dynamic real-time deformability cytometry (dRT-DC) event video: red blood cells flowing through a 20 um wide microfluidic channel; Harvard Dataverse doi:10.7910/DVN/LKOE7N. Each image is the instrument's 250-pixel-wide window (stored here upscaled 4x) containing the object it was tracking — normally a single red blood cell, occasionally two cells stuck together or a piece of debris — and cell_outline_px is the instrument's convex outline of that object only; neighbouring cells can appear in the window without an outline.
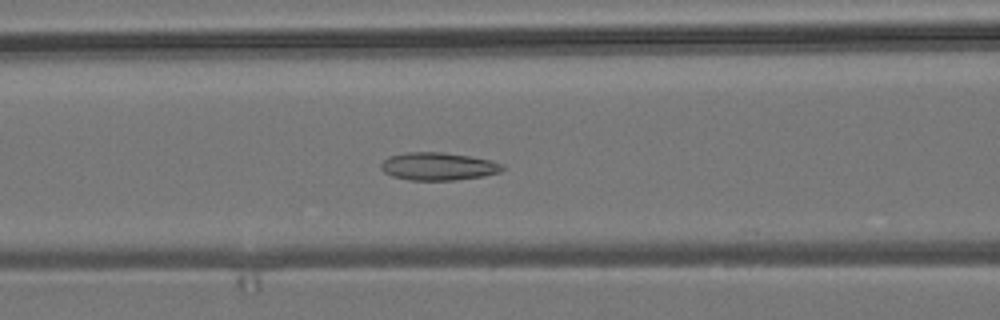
{"species": "common noctule bat (a hibernating species)", "species_latin": "Nyctalus noctula", "temperature_condition": "room temperature", "stored_images_in_passage": 55, "camera_frame_rate_fps": 3000, "um_per_image_px": 0.085, "animal": {"sex": "male", "body_mass_g": 19.2, "forearm_length_mm": 51.8}, "frame": {"image": 1, "passage_image": 23, "time_ms": 7.333, "image_size_px": [1000, 320], "cell_outline_px": [[504, 168], [500, 172], [484, 176], [456, 180], [408, 180], [392, 176], [384, 172], [380, 168], [380, 164], [388, 156], [408, 152], [444, 152], [472, 156], [492, 160], [504, 164]], "centroid_in_image_um": [37.27, 14.14], "position_along_channel_um": 129.3, "area_um2": 19.94}}
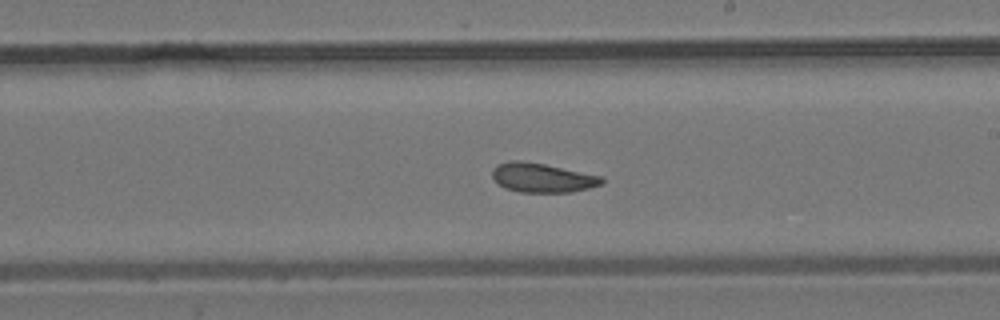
{"frame": {"image": 2, "passage_image": 32, "time_ms": 10.333, "image_size_px": [1000, 320], "cell_outline_px": [[604, 180], [600, 184], [588, 188], [572, 192], [520, 192], [504, 188], [492, 176], [492, 168], [496, 164], [508, 160], [520, 160], [544, 164], [604, 176]], "centroid_in_image_um": [46.07, 15.09], "position_along_channel_um": 242.9, "area_um2": 18.73}}
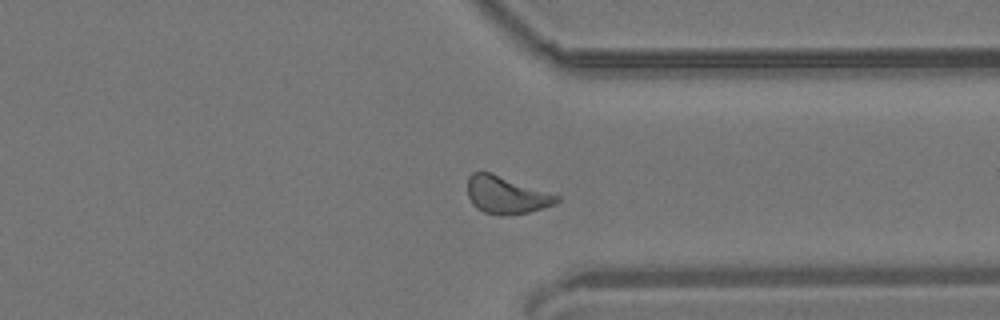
{"frame": {"image": 3, "passage_image": 42, "time_ms": 13.667, "image_size_px": [1000, 320], "cell_outline_px": [[560, 200], [556, 204], [528, 212], [500, 216], [484, 212], [476, 208], [472, 204], [468, 196], [468, 176], [472, 172], [492, 172], [560, 196]], "centroid_in_image_um": [43.02, 16.57], "position_along_channel_um": 368.4, "area_um2": 19.54}, "authors_computed_cell_mechanics": {"area_um2": 19.4786, "velocity_mm_per_s": 3.7894, "shape_relaxation_time_tau1_ms": 10.9547, "shape_relaxation_time_tau2_ms": 3.7698, "deformation_change_tau1": 0.1744, "deformation_change_tau2": 0.1111}}